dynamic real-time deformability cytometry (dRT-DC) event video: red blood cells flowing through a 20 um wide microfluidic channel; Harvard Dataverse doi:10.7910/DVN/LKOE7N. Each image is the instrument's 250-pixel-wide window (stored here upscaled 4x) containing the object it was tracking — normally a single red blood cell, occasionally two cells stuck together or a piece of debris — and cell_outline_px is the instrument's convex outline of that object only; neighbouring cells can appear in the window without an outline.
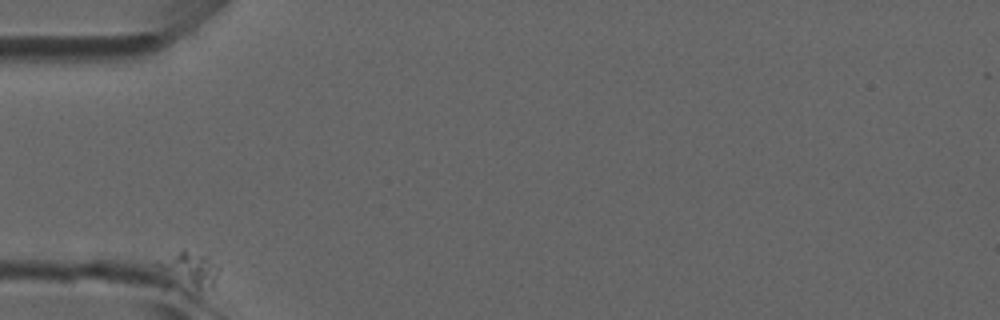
{"species": "common noctule bat (a hibernating species)", "species_latin": "Nyctalus noctula", "temperature_condition": "room temperature", "stored_images_in_passage": 5, "camera_frame_rate_fps": 3000, "um_per_image_px": 0.085, "animal": {"sex": "male", "forearm_length_mm": 52.5}, "frame": {"image": 1, "passage_image": 1, "time_ms": 0.0, "image_size_px": [1000, 320], "cell_outline_px": [[220, 268], [212, 284], [200, 288], [196, 288], [160, 268], [156, 264], [184, 248], [204, 256]], "centroid_in_image_um": [16.2, 22.79], "position_along_channel_um": 68.8, "area_um2": 10.58}}
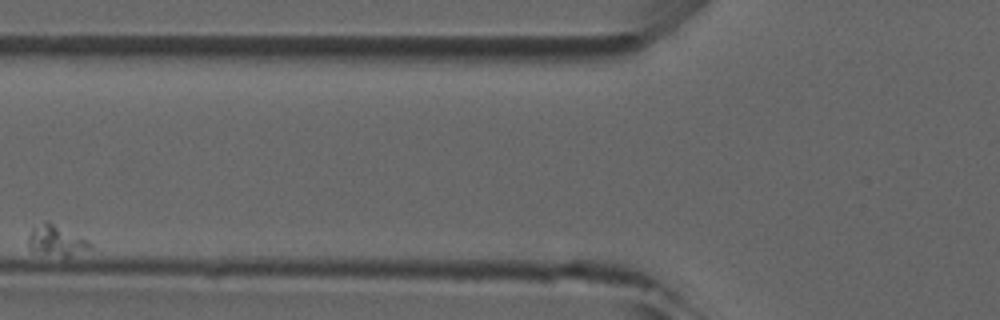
{"frame": {"image": 2, "passage_image": 3, "time_ms": 2.333, "image_size_px": [1000, 320], "cell_outline_px": [[92, 248], [68, 256], [64, 256], [44, 252], [28, 248], [28, 236], [32, 228], [44, 220], [48, 220], [92, 244]], "centroid_in_image_um": [4.74, 20.41], "position_along_channel_um": 121.1, "area_um2": 10.46}}